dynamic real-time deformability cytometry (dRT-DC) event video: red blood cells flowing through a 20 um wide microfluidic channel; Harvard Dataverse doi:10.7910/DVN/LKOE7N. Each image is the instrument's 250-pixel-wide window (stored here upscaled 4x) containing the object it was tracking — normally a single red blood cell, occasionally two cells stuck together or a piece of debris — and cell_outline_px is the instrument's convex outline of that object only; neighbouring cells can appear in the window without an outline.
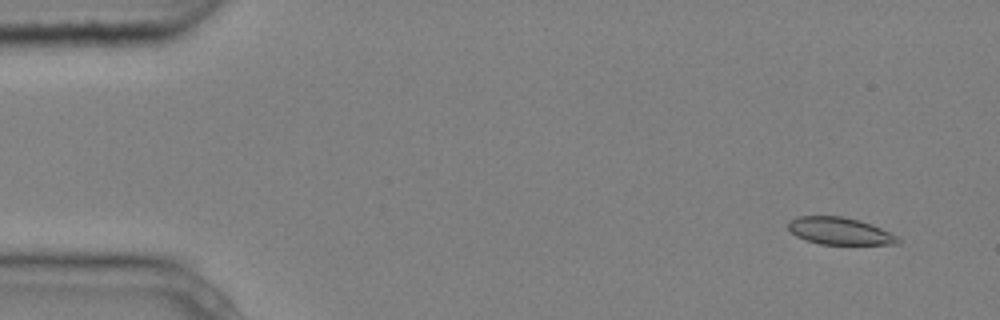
{"species": "common noctule bat (a hibernating species)", "species_latin": "Nyctalus noctula", "temperature_condition": "cold", "stored_images_in_passage": 4, "camera_frame_rate_fps": 3000, "um_per_image_px": 0.085, "animal": {"sex": "male", "body_mass_g": 20.4}, "frame": {"image": 1, "passage_image": 1, "time_ms": 0.0, "image_size_px": [1000, 320], "cell_outline_px": [[900, 244], [820, 244], [804, 240], [796, 236], [788, 228], [788, 220], [796, 216], [840, 216], [860, 220], [872, 224], [896, 236], [900, 240]], "centroid_in_image_um": [71.33, 19.63], "position_along_channel_um": 13.7, "area_um2": 17.4}}
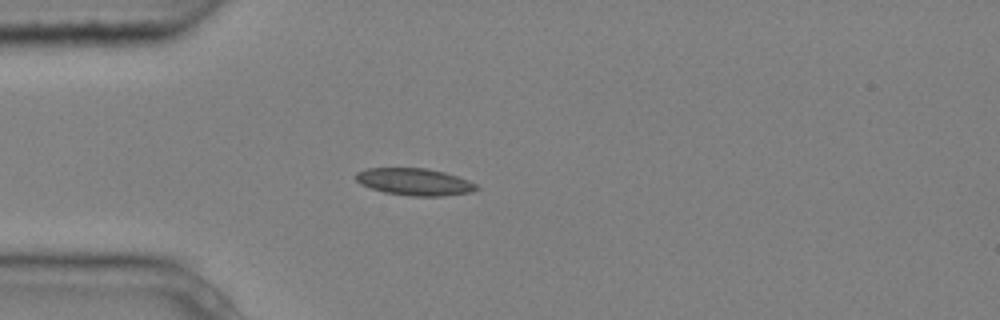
{"frame": {"image": 2, "passage_image": 3, "time_ms": 0.667, "image_size_px": [1000, 320], "cell_outline_px": [[480, 188], [472, 192], [444, 196], [412, 196], [384, 192], [360, 184], [356, 180], [356, 172], [368, 168], [428, 168], [444, 172], [468, 180], [476, 184]], "centroid_in_image_um": [35.25, 15.45], "position_along_channel_um": 49.8, "area_um2": 19.02}}